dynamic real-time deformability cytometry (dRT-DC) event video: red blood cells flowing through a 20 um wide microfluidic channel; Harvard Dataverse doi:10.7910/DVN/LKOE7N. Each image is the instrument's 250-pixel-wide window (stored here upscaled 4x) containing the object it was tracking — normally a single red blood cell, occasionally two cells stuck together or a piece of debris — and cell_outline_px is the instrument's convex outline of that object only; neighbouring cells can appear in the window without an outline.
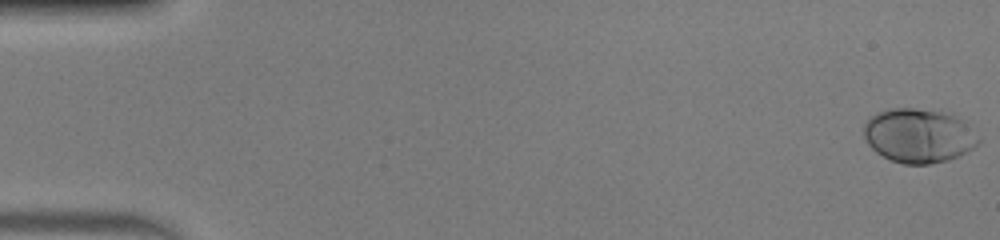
{"species": "human", "species_latin": "Homo sapiens", "temperature_condition": "warm", "stored_images_in_passage": 51, "camera_frame_rate_fps": 3000, "um_per_image_px": 0.085, "donor": {"sex": "male"}, "frame": {"image": 1, "passage_image": 1, "time_ms": 0.0, "image_size_px": [1000, 240], "cell_outline_px": [[980, 144], [960, 156], [948, 160], [928, 164], [904, 164], [892, 160], [876, 152], [868, 144], [864, 136], [864, 124], [872, 116], [880, 112], [892, 108], [912, 108], [952, 112], [964, 120], [980, 140]], "centroid_in_image_um": [78.13, 11.52], "position_along_channel_um": 6.9, "area_um2": 36.36}}
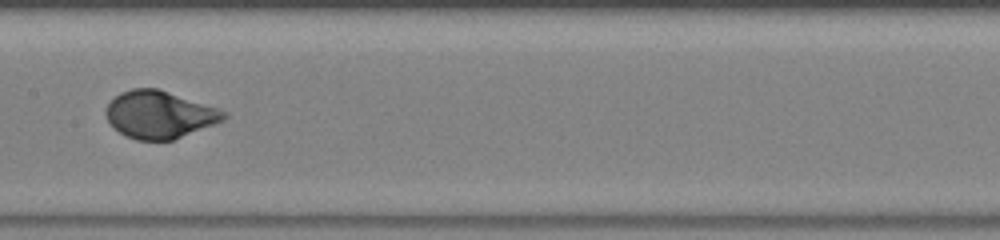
{"frame": {"image": 2, "passage_image": 27, "time_ms": 8.667, "image_size_px": [1000, 240], "cell_outline_px": [[228, 116], [224, 120], [216, 124], [172, 140], [136, 140], [124, 136], [108, 120], [104, 112], [108, 104], [120, 92], [132, 88], [156, 88], [228, 112]], "centroid_in_image_um": [13.55, 9.75], "position_along_channel_um": 193.9, "area_um2": 32.25}}
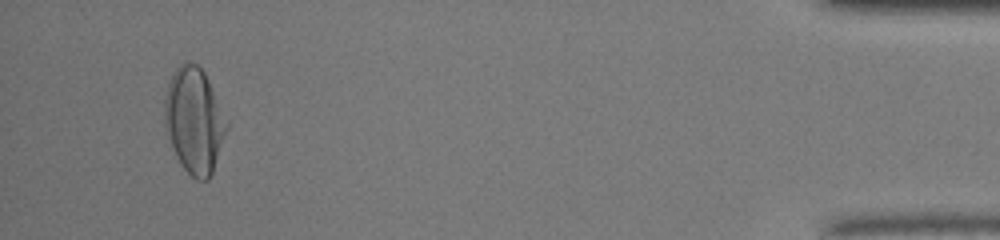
{"frame": {"image": 3, "passage_image": 49, "time_ms": 16.0, "image_size_px": [1000, 240], "cell_outline_px": [[228, 128], [212, 172], [208, 180], [196, 180], [184, 168], [176, 156], [168, 136], [164, 124], [164, 96], [168, 84], [176, 68], [184, 60], [188, 60], [196, 64], [204, 72], [208, 80], [228, 124]], "centroid_in_image_um": [16.49, 10.23], "position_along_channel_um": 418.7, "area_um2": 37.8}, "authors_computed_cell_mechanics": {"area_um2": 33.524, "velocity_mm_per_s": 4.0649, "shape_relaxation_time_tau1_ms": 2.6313, "shape_relaxation_time_tau2_ms": null, "deformation_change_tau1": 0.1797, "deformation_change_tau2": null}}